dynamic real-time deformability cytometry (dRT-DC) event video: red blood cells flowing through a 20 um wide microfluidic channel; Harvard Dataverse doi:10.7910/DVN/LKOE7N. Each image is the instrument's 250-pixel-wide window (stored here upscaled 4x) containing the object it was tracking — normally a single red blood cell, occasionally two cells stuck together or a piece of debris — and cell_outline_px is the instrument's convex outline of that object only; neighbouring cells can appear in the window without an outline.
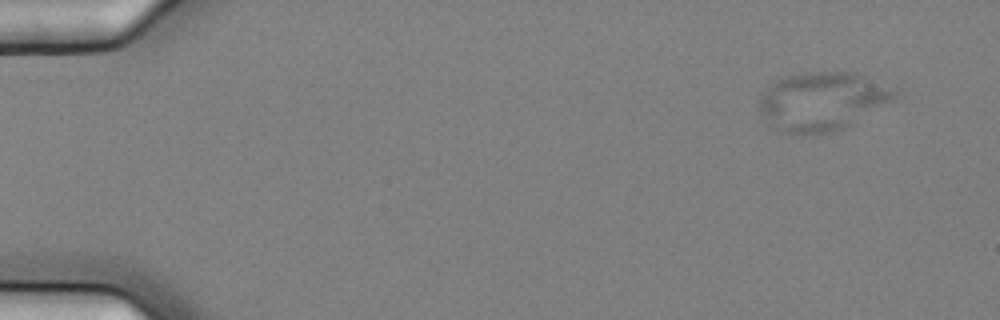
{"species": "common noctule bat (a hibernating species)", "species_latin": "Nyctalus noctula", "temperature_condition": "cold", "stored_images_in_passage": 6, "camera_frame_rate_fps": 3000, "um_per_image_px": 0.085, "animal": {"sex": "female", "body_mass_g": 25.1}, "frame": {"image": 1, "passage_image": 1, "time_ms": 0.0, "image_size_px": [1000, 320], "cell_outline_px": [[896, 96], [892, 100], [852, 124], [844, 128], [832, 132], [800, 136], [780, 132], [768, 128], [760, 112], [760, 92], [772, 80], [804, 72], [856, 72], [896, 92]], "centroid_in_image_um": [69.73, 8.65], "position_along_channel_um": 15.3, "area_um2": 46.53}}
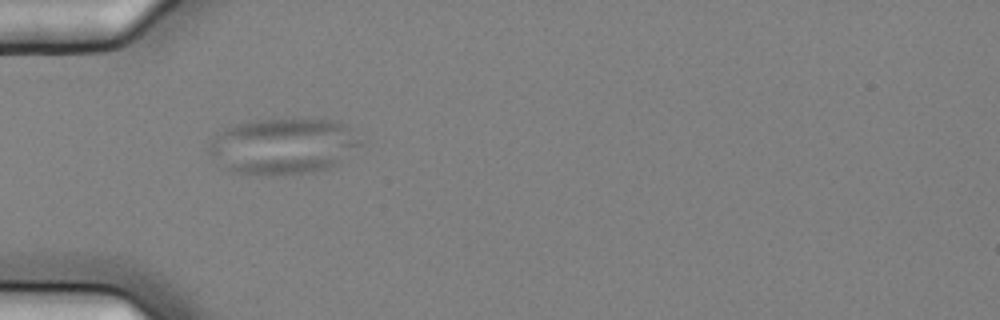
{"frame": {"image": 2, "passage_image": 5, "time_ms": 1.333, "image_size_px": [1000, 320], "cell_outline_px": [[360, 144], [336, 164], [328, 168], [312, 172], [244, 176], [232, 172], [208, 152], [208, 148], [212, 140], [224, 128], [236, 124], [256, 120], [292, 116], [332, 120], [348, 124]], "centroid_in_image_um": [24.04, 12.38], "position_along_channel_um": 61.0, "area_um2": 49.77}}
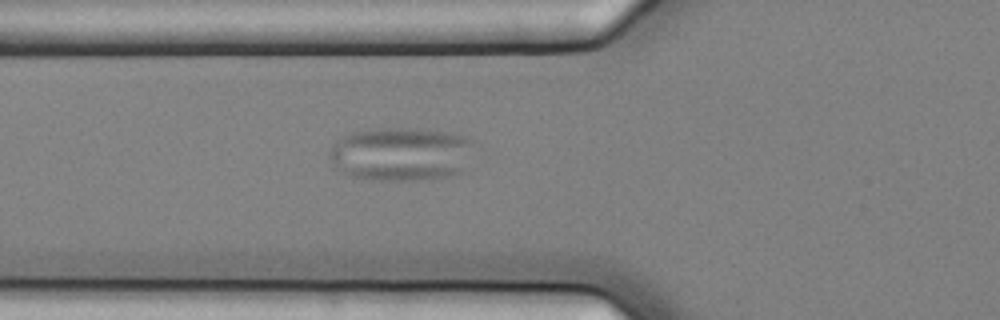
{"frame": {"image": 3, "passage_image": 6, "time_ms": 1.667, "image_size_px": [1000, 320], "cell_outline_px": [[472, 140], [460, 172], [448, 176], [416, 180], [376, 180], [352, 176], [336, 168], [328, 156], [328, 152], [332, 144], [336, 140], [352, 132], [380, 128], [400, 128], [452, 132], [464, 136]], "centroid_in_image_um": [33.99, 13.08], "position_along_channel_um": 91.8, "area_um2": 44.56}}